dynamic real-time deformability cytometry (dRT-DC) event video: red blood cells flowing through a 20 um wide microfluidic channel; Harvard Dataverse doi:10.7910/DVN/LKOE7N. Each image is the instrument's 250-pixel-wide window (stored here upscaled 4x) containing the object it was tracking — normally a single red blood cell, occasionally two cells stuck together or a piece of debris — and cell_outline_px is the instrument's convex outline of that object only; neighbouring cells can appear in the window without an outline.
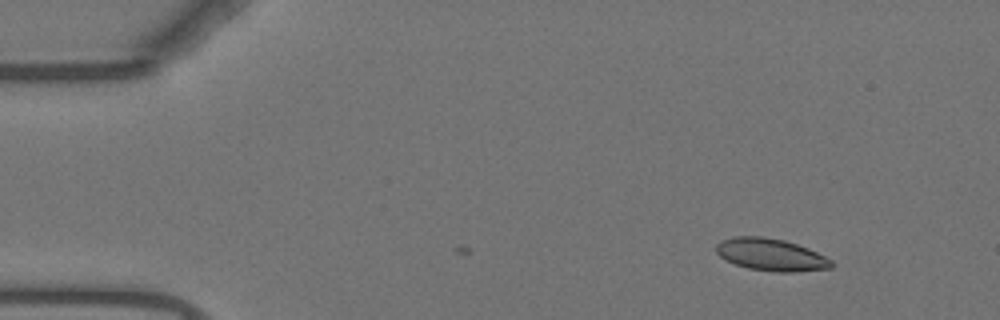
{"species": "Egyptian fruit bat (a non-hibernating species)", "species_latin": "Rousettus aegyptiacus", "temperature_condition": "warm", "stored_images_in_passage": 7, "camera_frame_rate_fps": 3000, "um_per_image_px": 0.085, "animal": {"sex": "female"}, "frame": {"image": 1, "passage_image": 7, "time_ms": 2.0, "image_size_px": [1000, 320], "cell_outline_px": [[832, 268], [796, 272], [772, 272], [748, 268], [736, 264], [720, 256], [716, 252], [716, 244], [720, 240], [736, 236], [760, 236], [784, 240], [808, 248], [832, 260]], "centroid_in_image_um": [65.53, 21.65], "position_along_channel_um": 19.5, "area_um2": 21.62}}